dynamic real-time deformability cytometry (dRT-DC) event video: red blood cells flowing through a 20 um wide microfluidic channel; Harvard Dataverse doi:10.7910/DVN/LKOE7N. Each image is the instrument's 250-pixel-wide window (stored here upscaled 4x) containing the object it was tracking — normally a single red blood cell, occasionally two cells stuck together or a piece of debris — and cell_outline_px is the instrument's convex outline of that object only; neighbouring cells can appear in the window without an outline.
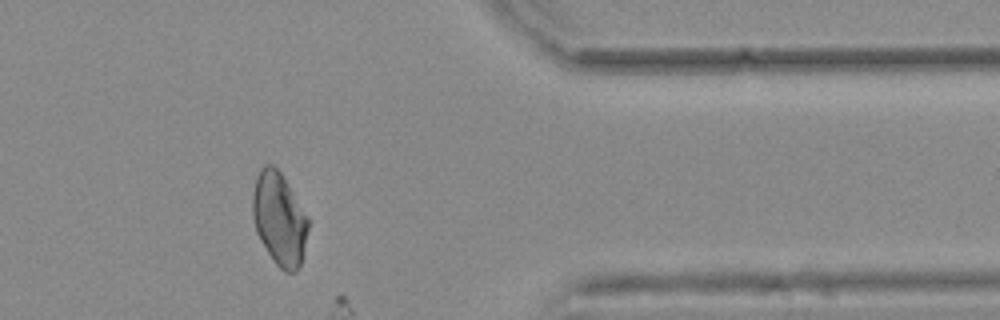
{"species": "common noctule bat (a hibernating species)", "species_latin": "Nyctalus noctula", "temperature_condition": "warm", "stored_images_in_passage": 46, "camera_frame_rate_fps": 3000, "um_per_image_px": 0.085, "animal": {"sex": "female", "body_mass_g": 25.1}, "frame": {"image": 1, "passage_image": 44, "time_ms": 14.333, "image_size_px": [1000, 320], "cell_outline_px": [[312, 220], [300, 264], [296, 272], [284, 272], [272, 260], [260, 240], [256, 232], [252, 216], [252, 192], [256, 176], [260, 168], [264, 164], [272, 164], [280, 172]], "centroid_in_image_um": [23.76, 18.6], "position_along_channel_um": 387.6, "area_um2": 30.75}}